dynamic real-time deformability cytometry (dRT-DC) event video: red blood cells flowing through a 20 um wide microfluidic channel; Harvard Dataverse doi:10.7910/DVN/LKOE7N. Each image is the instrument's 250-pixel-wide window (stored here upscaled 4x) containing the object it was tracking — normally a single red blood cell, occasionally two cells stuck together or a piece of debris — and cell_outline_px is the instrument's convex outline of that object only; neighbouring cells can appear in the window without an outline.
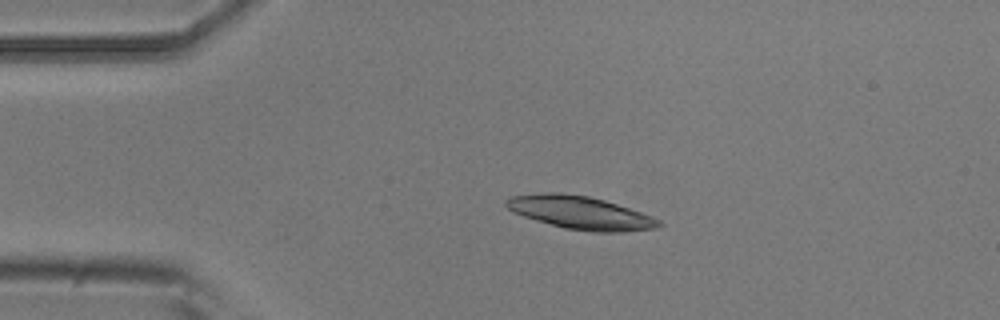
{"species": "common noctule bat (a hibernating species)", "species_latin": "Nyctalus noctula", "temperature_condition": "room temperature", "stored_images_in_passage": 5, "camera_frame_rate_fps": 3000, "um_per_image_px": 0.085, "animal": {"sex": "male", "body_mass_g": 20.5, "forearm_length_mm": 52.5}, "frame": {"image": 1, "passage_image": 4, "time_ms": 3.333, "image_size_px": [1000, 320], "cell_outline_px": [[664, 224], [656, 228], [624, 232], [592, 232], [564, 228], [536, 220], [512, 212], [504, 204], [504, 200], [512, 196], [544, 192], [560, 192], [588, 196], [604, 200], [652, 216], [660, 220]], "centroid_in_image_um": [49.32, 18.08], "position_along_channel_um": 35.7, "area_um2": 29.42}}